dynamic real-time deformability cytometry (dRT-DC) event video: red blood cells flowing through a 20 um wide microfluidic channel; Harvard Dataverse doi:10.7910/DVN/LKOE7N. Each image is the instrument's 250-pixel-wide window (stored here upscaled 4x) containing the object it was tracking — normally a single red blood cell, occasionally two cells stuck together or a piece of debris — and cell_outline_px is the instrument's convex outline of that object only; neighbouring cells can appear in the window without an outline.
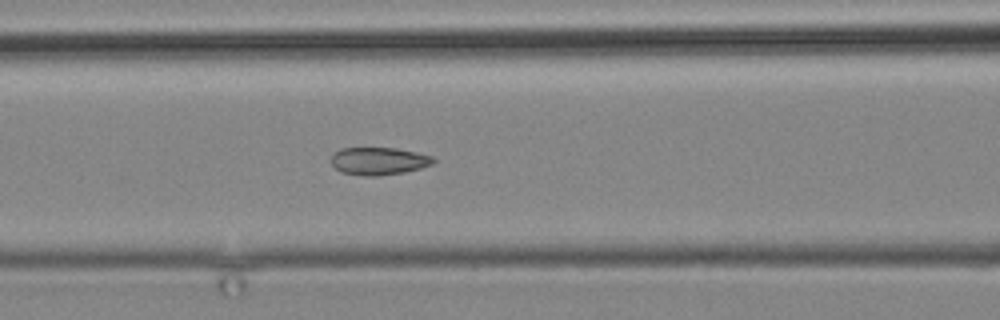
{"species": "common noctule bat (a hibernating species)", "species_latin": "Nyctalus noctula", "temperature_condition": "cold", "stored_images_in_passage": 12, "camera_frame_rate_fps": 3000, "um_per_image_px": 0.085, "animal": {"sex": "male", "body_mass_g": 19.2, "forearm_length_mm": 51.8}, "frame": {"image": 1, "passage_image": 12, "time_ms": 13.667, "image_size_px": [1000, 320], "cell_outline_px": [[436, 160], [432, 164], [420, 168], [404, 172], [380, 176], [364, 176], [340, 172], [332, 164], [332, 156], [340, 148], [396, 148], [416, 152], [432, 156]], "centroid_in_image_um": [32.2, 13.69], "position_along_channel_um": 134.4, "area_um2": 16.42}}